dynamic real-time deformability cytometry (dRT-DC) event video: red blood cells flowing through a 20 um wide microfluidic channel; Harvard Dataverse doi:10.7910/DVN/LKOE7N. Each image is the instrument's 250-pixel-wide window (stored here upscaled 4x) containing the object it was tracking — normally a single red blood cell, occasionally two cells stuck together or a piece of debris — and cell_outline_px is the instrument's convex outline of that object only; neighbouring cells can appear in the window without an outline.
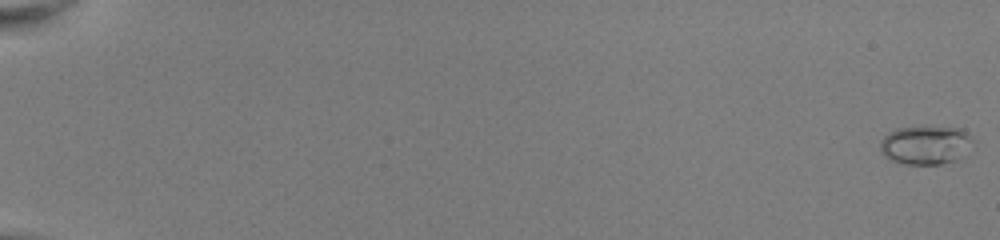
{"species": "common noctule bat (a hibernating species)", "species_latin": "Nyctalus noctula", "temperature_condition": "room temperature", "stored_images_in_passage": 53, "camera_frame_rate_fps": 3000, "um_per_image_px": 0.085, "animal": {"sex": "female", "body_mass_g": 22.0, "forearm_length_mm": 56.7}, "frame": {"image": 1, "passage_image": 1, "time_ms": 0.0, "image_size_px": [1000, 240], "cell_outline_px": [[972, 140], [956, 160], [940, 164], [904, 164], [892, 160], [884, 156], [880, 148], [880, 140], [884, 136], [900, 128], [956, 128], [964, 132]], "centroid_in_image_um": [78.58, 12.36], "position_along_channel_um": 6.4, "area_um2": 19.88}}
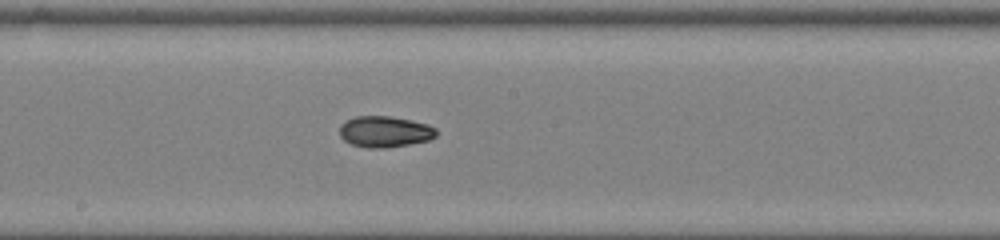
{"frame": {"image": 2, "passage_image": 32, "time_ms": 10.333, "image_size_px": [1000, 240], "cell_outline_px": [[436, 136], [428, 140], [408, 144], [384, 148], [368, 148], [352, 144], [344, 140], [340, 136], [340, 124], [356, 116], [388, 116], [428, 124], [436, 128]], "centroid_in_image_um": [32.69, 11.19], "position_along_channel_um": 215.5, "area_um2": 17.34}}
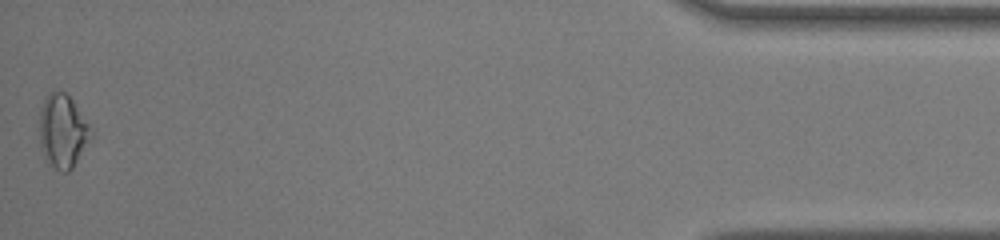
{"frame": {"image": 3, "passage_image": 53, "time_ms": 17.333, "image_size_px": [1000, 240], "cell_outline_px": [[92, 136], [72, 168], [68, 172], [60, 172], [48, 160], [44, 152], [40, 140], [40, 108], [48, 92], [64, 92], [72, 100], [88, 124], [92, 132]], "centroid_in_image_um": [5.33, 11.13], "position_along_channel_um": 429.9, "area_um2": 21.33}, "authors_computed_cell_mechanics": {"area_um2": 17.2244, "velocity_mm_per_s": 4.0714, "shape_relaxation_time_tau1_ms": 10.4788, "shape_relaxation_time_tau2_ms": 3.2049, "deformation_change_tau1": 0.2083, "deformation_change_tau2": 0.0582}}